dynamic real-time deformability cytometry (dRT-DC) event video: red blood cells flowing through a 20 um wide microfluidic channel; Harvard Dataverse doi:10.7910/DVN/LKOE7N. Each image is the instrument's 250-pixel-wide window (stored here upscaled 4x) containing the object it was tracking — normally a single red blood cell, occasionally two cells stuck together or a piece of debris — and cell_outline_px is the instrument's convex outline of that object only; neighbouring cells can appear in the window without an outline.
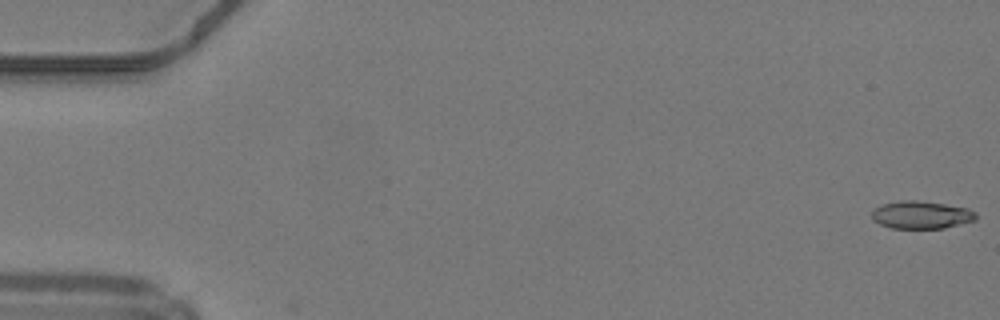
{"species": "common noctule bat (a hibernating species)", "species_latin": "Nyctalus noctula", "temperature_condition": "warm", "stored_images_in_passage": 3, "camera_frame_rate_fps": 3000, "um_per_image_px": 0.085, "animal": {"sex": "male", "body_mass_g": 19.2, "forearm_length_mm": 51.8}, "frame": {"image": 1, "passage_image": 1, "time_ms": 0.0, "image_size_px": [1000, 320], "cell_outline_px": [[976, 220], [944, 228], [892, 228], [880, 224], [872, 220], [872, 212], [880, 204], [900, 200], [916, 200], [944, 204], [968, 208], [976, 212]], "centroid_in_image_um": [78.3, 18.26], "position_along_channel_um": 6.7, "area_um2": 16.82}}